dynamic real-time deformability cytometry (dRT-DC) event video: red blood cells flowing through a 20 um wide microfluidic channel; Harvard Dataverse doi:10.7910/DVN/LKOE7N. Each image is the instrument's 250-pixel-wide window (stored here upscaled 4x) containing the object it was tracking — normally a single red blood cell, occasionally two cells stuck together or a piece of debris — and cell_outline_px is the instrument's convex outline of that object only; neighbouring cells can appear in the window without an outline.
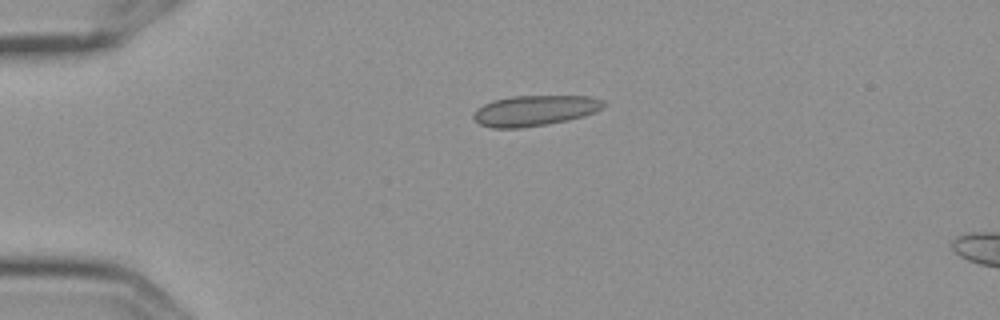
{"species": "Egyptian fruit bat (a non-hibernating species)", "species_latin": "Rousettus aegyptiacus", "temperature_condition": "cold", "stored_images_in_passage": 5, "camera_frame_rate_fps": 3000, "um_per_image_px": 0.085, "frame": {"image": 1, "passage_image": 4, "time_ms": 1.0, "image_size_px": [1000, 320], "cell_outline_px": [[604, 108], [584, 116], [568, 120], [520, 128], [492, 128], [480, 124], [472, 116], [476, 108], [492, 100], [512, 96], [592, 96], [604, 100]], "centroid_in_image_um": [45.45, 9.39], "position_along_channel_um": 39.5, "area_um2": 23.18}}